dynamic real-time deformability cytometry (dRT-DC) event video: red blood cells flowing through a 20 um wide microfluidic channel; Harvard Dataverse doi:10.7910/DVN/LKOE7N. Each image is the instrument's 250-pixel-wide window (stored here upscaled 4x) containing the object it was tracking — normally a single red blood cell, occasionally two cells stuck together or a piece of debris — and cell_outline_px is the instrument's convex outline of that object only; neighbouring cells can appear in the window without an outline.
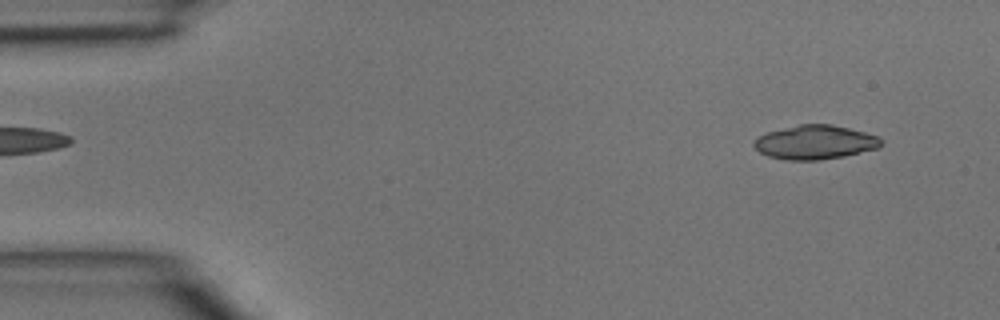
{"species": "common noctule bat (a hibernating species)", "species_latin": "Nyctalus noctula", "temperature_condition": "room temperature", "stored_images_in_passage": 44, "camera_frame_rate_fps": 3000, "um_per_image_px": 0.085, "animal": {"sex": "male", "body_mass_g": 15.6}, "frame": {"image": 1, "passage_image": 3, "time_ms": 0.667, "image_size_px": [1000, 320], "cell_outline_px": [[884, 144], [876, 148], [844, 156], [820, 160], [788, 160], [768, 156], [760, 152], [752, 144], [752, 140], [768, 132], [800, 124], [832, 124], [864, 132], [876, 136]], "centroid_in_image_um": [69.25, 12.09], "position_along_channel_um": 15.7, "area_um2": 24.97}}
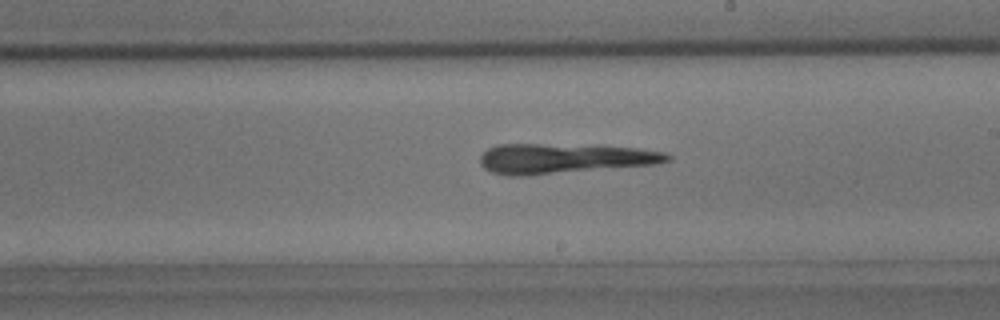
{"frame": {"image": 2, "passage_image": 25, "time_ms": 8.0, "image_size_px": [1000, 320], "cell_outline_px": [[672, 160], [656, 164], [524, 176], [508, 176], [492, 172], [484, 168], [480, 164], [480, 156], [488, 148], [496, 144], [600, 144], [636, 148], [664, 152], [672, 156]], "centroid_in_image_um": [47.96, 13.45], "position_along_channel_um": 241.0, "area_um2": 33.29}}
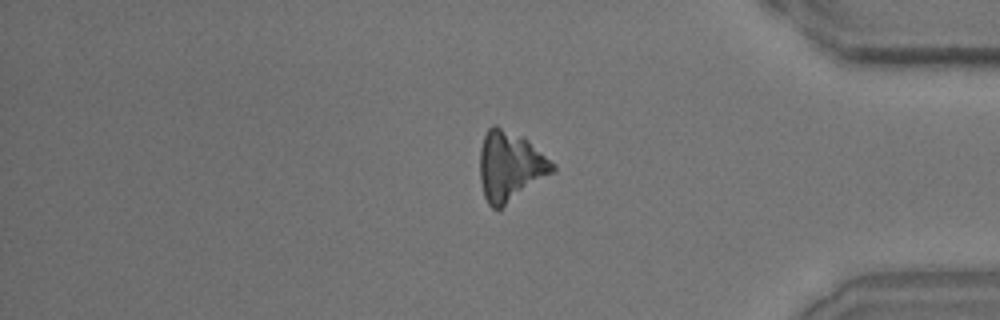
{"frame": {"image": 3, "passage_image": 37, "time_ms": 12.0, "image_size_px": [1000, 320], "cell_outline_px": [[556, 172], [500, 208], [492, 208], [488, 204], [484, 196], [480, 180], [480, 148], [484, 136], [488, 128], [492, 124], [496, 124], [524, 136], [556, 164]], "centroid_in_image_um": [43.38, 14.09], "position_along_channel_um": 391.8, "area_um2": 29.94}}